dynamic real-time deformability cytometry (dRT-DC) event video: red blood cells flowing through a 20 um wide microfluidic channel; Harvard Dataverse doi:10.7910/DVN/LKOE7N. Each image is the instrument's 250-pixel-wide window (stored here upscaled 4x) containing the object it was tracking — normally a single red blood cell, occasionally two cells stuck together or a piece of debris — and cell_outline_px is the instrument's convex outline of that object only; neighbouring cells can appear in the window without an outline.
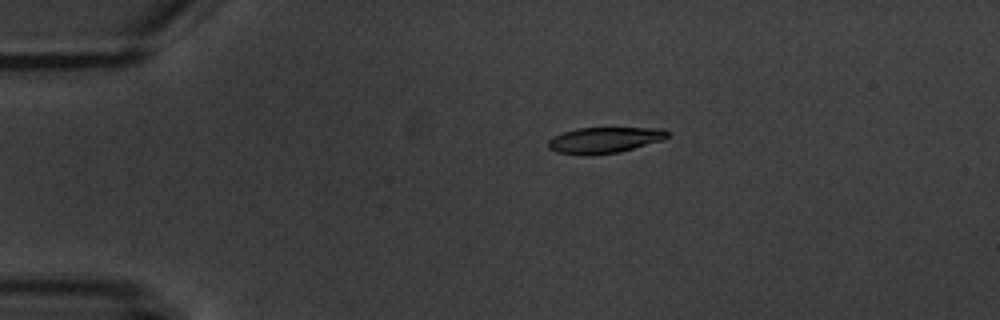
{"species": "common noctule bat (a hibernating species)", "species_latin": "Nyctalus noctula", "temperature_condition": "warm", "stored_images_in_passage": 6, "camera_frame_rate_fps": 3000, "um_per_image_px": 0.085, "animal": {"sex": "male", "body_mass_g": 20.1, "forearm_length_mm": 53.5}, "frame": {"image": 1, "passage_image": 3, "time_ms": 2.333, "image_size_px": [1000, 320], "cell_outline_px": [[668, 136], [664, 140], [620, 152], [584, 156], [556, 152], [548, 148], [548, 140], [552, 136], [576, 128], [664, 128], [668, 132]], "centroid_in_image_um": [51.36, 11.91], "position_along_channel_um": 33.6, "area_um2": 18.26}}
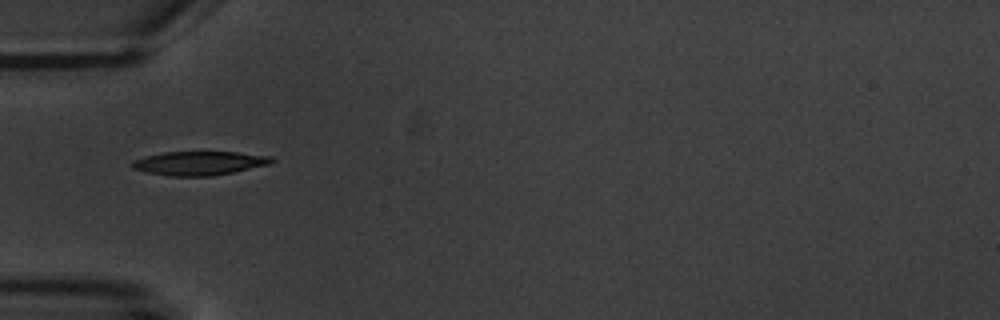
{"frame": {"image": 2, "passage_image": 5, "time_ms": 4.667, "image_size_px": [1000, 320], "cell_outline_px": [[276, 160], [272, 164], [212, 176], [168, 176], [148, 172], [132, 168], [128, 164], [132, 160], [144, 156], [164, 152], [236, 152], [272, 156]], "centroid_in_image_um": [16.93, 13.87], "position_along_channel_um": 68.1, "area_um2": 19.59}}